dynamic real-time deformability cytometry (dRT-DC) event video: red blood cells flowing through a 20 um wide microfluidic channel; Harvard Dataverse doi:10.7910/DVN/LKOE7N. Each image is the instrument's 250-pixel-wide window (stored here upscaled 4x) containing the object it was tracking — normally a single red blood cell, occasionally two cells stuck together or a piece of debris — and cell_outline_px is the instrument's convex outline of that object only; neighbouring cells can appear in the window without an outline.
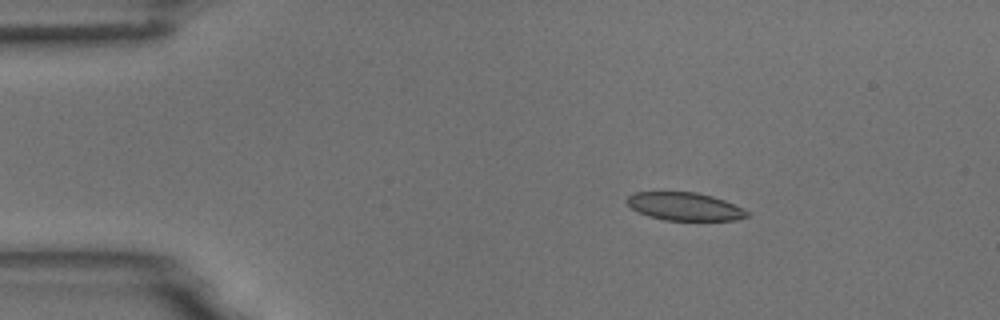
{"species": "common noctule bat (a hibernating species)", "species_latin": "Nyctalus noctula", "temperature_condition": "room temperature", "stored_images_in_passage": 47, "camera_frame_rate_fps": 3000, "um_per_image_px": 0.085, "animal": {"sex": "male", "body_mass_g": 18.8}, "frame": {"image": 1, "passage_image": 1, "time_ms": 0.0, "image_size_px": [1000, 320], "cell_outline_px": [[748, 216], [736, 220], [664, 220], [648, 216], [632, 208], [628, 204], [628, 196], [636, 192], [696, 192], [712, 196], [724, 200], [748, 212]], "centroid_in_image_um": [58.18, 17.55], "position_along_channel_um": 26.8, "area_um2": 19.25}}
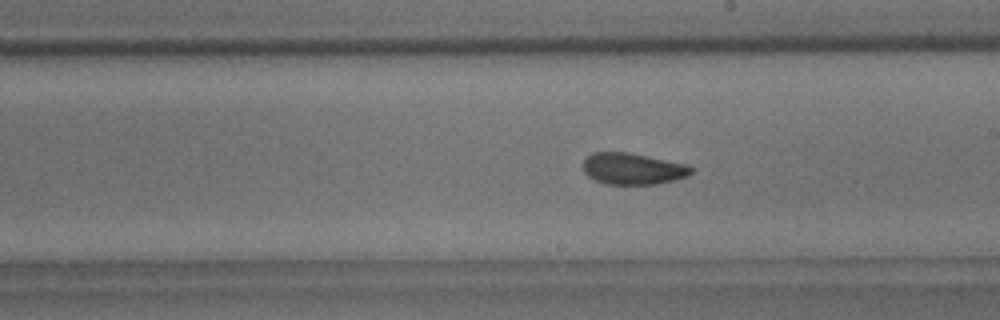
{"frame": {"image": 2, "passage_image": 23, "time_ms": 7.333, "image_size_px": [1000, 320], "cell_outline_px": [[692, 172], [688, 176], [660, 184], [604, 184], [588, 176], [584, 172], [584, 160], [592, 152], [628, 152], [684, 164], [692, 168]], "centroid_in_image_um": [53.77, 14.35], "position_along_channel_um": 235.2, "area_um2": 19.65}}
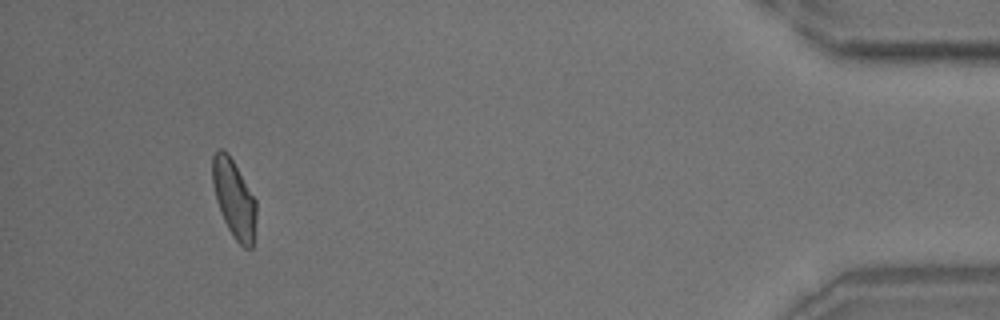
{"frame": {"image": 3, "passage_image": 43, "time_ms": 14.0, "image_size_px": [1000, 320], "cell_outline_px": [[256, 220], [252, 248], [244, 248], [232, 236], [220, 212], [216, 200], [212, 184], [212, 156], [220, 148], [224, 148], [228, 152], [256, 200]], "centroid_in_image_um": [19.88, 16.87], "position_along_channel_um": 415.3, "area_um2": 20.0}, "authors_computed_cell_mechanics": {"area_um2": 20.1722, "velocity_mm_per_s": 3.6967, "shape_relaxation_time_tau1_ms": 5.3357, "shape_relaxation_time_tau2_ms": 1.6448, "deformation_change_tau1": 0.1365, "deformation_change_tau2": 0.0714}}